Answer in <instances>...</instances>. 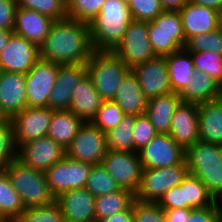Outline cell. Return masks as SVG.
<instances>
[{"instance_id":"5bb4252c","label":"cell","mask_w":222,"mask_h":222,"mask_svg":"<svg viewBox=\"0 0 222 222\" xmlns=\"http://www.w3.org/2000/svg\"><path fill=\"white\" fill-rule=\"evenodd\" d=\"M66 156V149L49 136L30 140L17 148V159L23 164L42 172Z\"/></svg>"},{"instance_id":"8992f818","label":"cell","mask_w":222,"mask_h":222,"mask_svg":"<svg viewBox=\"0 0 222 222\" xmlns=\"http://www.w3.org/2000/svg\"><path fill=\"white\" fill-rule=\"evenodd\" d=\"M148 39L156 56H166L186 45L179 12L163 11L147 22Z\"/></svg>"},{"instance_id":"ab89813d","label":"cell","mask_w":222,"mask_h":222,"mask_svg":"<svg viewBox=\"0 0 222 222\" xmlns=\"http://www.w3.org/2000/svg\"><path fill=\"white\" fill-rule=\"evenodd\" d=\"M194 69L205 71L219 84L222 83V55L212 51L191 52Z\"/></svg>"},{"instance_id":"f907efd6","label":"cell","mask_w":222,"mask_h":222,"mask_svg":"<svg viewBox=\"0 0 222 222\" xmlns=\"http://www.w3.org/2000/svg\"><path fill=\"white\" fill-rule=\"evenodd\" d=\"M192 209H163L166 222H186Z\"/></svg>"},{"instance_id":"60d3db41","label":"cell","mask_w":222,"mask_h":222,"mask_svg":"<svg viewBox=\"0 0 222 222\" xmlns=\"http://www.w3.org/2000/svg\"><path fill=\"white\" fill-rule=\"evenodd\" d=\"M188 52L212 51L222 55V32L215 30L210 33L198 34L190 38L184 47Z\"/></svg>"},{"instance_id":"8fae6325","label":"cell","mask_w":222,"mask_h":222,"mask_svg":"<svg viewBox=\"0 0 222 222\" xmlns=\"http://www.w3.org/2000/svg\"><path fill=\"white\" fill-rule=\"evenodd\" d=\"M106 133L91 122H84L66 148V156L77 161L101 164L107 153Z\"/></svg>"},{"instance_id":"7dc6e473","label":"cell","mask_w":222,"mask_h":222,"mask_svg":"<svg viewBox=\"0 0 222 222\" xmlns=\"http://www.w3.org/2000/svg\"><path fill=\"white\" fill-rule=\"evenodd\" d=\"M157 204L161 209H188V203H184L183 189L180 186L168 190Z\"/></svg>"},{"instance_id":"d590c367","label":"cell","mask_w":222,"mask_h":222,"mask_svg":"<svg viewBox=\"0 0 222 222\" xmlns=\"http://www.w3.org/2000/svg\"><path fill=\"white\" fill-rule=\"evenodd\" d=\"M17 158L12 122L9 118L0 119V169H4Z\"/></svg>"},{"instance_id":"9c48e42d","label":"cell","mask_w":222,"mask_h":222,"mask_svg":"<svg viewBox=\"0 0 222 222\" xmlns=\"http://www.w3.org/2000/svg\"><path fill=\"white\" fill-rule=\"evenodd\" d=\"M92 165L67 156L55 163L44 172L53 196L57 198L66 191L85 188Z\"/></svg>"},{"instance_id":"c3c4849f","label":"cell","mask_w":222,"mask_h":222,"mask_svg":"<svg viewBox=\"0 0 222 222\" xmlns=\"http://www.w3.org/2000/svg\"><path fill=\"white\" fill-rule=\"evenodd\" d=\"M72 99V92L70 90L58 89L55 86L50 92L47 107L51 110H69Z\"/></svg>"},{"instance_id":"277c9868","label":"cell","mask_w":222,"mask_h":222,"mask_svg":"<svg viewBox=\"0 0 222 222\" xmlns=\"http://www.w3.org/2000/svg\"><path fill=\"white\" fill-rule=\"evenodd\" d=\"M4 169L25 208L42 207L55 202L44 172L28 167L17 158Z\"/></svg>"},{"instance_id":"91938a15","label":"cell","mask_w":222,"mask_h":222,"mask_svg":"<svg viewBox=\"0 0 222 222\" xmlns=\"http://www.w3.org/2000/svg\"><path fill=\"white\" fill-rule=\"evenodd\" d=\"M219 98L222 100V83L220 84V97Z\"/></svg>"},{"instance_id":"30bf717a","label":"cell","mask_w":222,"mask_h":222,"mask_svg":"<svg viewBox=\"0 0 222 222\" xmlns=\"http://www.w3.org/2000/svg\"><path fill=\"white\" fill-rule=\"evenodd\" d=\"M101 164L121 188L137 192L143 171L138 152L108 150Z\"/></svg>"},{"instance_id":"b9f144b4","label":"cell","mask_w":222,"mask_h":222,"mask_svg":"<svg viewBox=\"0 0 222 222\" xmlns=\"http://www.w3.org/2000/svg\"><path fill=\"white\" fill-rule=\"evenodd\" d=\"M86 74V63L59 65L57 80L54 86L58 89L70 90L73 92L81 78Z\"/></svg>"},{"instance_id":"f6af8a7d","label":"cell","mask_w":222,"mask_h":222,"mask_svg":"<svg viewBox=\"0 0 222 222\" xmlns=\"http://www.w3.org/2000/svg\"><path fill=\"white\" fill-rule=\"evenodd\" d=\"M133 222H166L163 209L157 203L133 202Z\"/></svg>"},{"instance_id":"603a6c76","label":"cell","mask_w":222,"mask_h":222,"mask_svg":"<svg viewBox=\"0 0 222 222\" xmlns=\"http://www.w3.org/2000/svg\"><path fill=\"white\" fill-rule=\"evenodd\" d=\"M103 99L96 91L88 74H86L72 92L69 110L83 122H91L100 108Z\"/></svg>"},{"instance_id":"d6a6232c","label":"cell","mask_w":222,"mask_h":222,"mask_svg":"<svg viewBox=\"0 0 222 222\" xmlns=\"http://www.w3.org/2000/svg\"><path fill=\"white\" fill-rule=\"evenodd\" d=\"M179 186L183 189L184 203H188V209H201L216 202L196 176L187 174Z\"/></svg>"},{"instance_id":"f1b7e54d","label":"cell","mask_w":222,"mask_h":222,"mask_svg":"<svg viewBox=\"0 0 222 222\" xmlns=\"http://www.w3.org/2000/svg\"><path fill=\"white\" fill-rule=\"evenodd\" d=\"M83 123L70 110L53 111L47 136L66 149L77 135Z\"/></svg>"},{"instance_id":"db71d44e","label":"cell","mask_w":222,"mask_h":222,"mask_svg":"<svg viewBox=\"0 0 222 222\" xmlns=\"http://www.w3.org/2000/svg\"><path fill=\"white\" fill-rule=\"evenodd\" d=\"M196 5L210 7L216 11L222 10V0H189Z\"/></svg>"},{"instance_id":"6da1fadb","label":"cell","mask_w":222,"mask_h":222,"mask_svg":"<svg viewBox=\"0 0 222 222\" xmlns=\"http://www.w3.org/2000/svg\"><path fill=\"white\" fill-rule=\"evenodd\" d=\"M39 50L41 59L58 65L87 63L94 52L89 23L55 20Z\"/></svg>"},{"instance_id":"7c38bea8","label":"cell","mask_w":222,"mask_h":222,"mask_svg":"<svg viewBox=\"0 0 222 222\" xmlns=\"http://www.w3.org/2000/svg\"><path fill=\"white\" fill-rule=\"evenodd\" d=\"M59 65L39 59L25 74L28 107H47L48 98L58 75Z\"/></svg>"},{"instance_id":"f35d334b","label":"cell","mask_w":222,"mask_h":222,"mask_svg":"<svg viewBox=\"0 0 222 222\" xmlns=\"http://www.w3.org/2000/svg\"><path fill=\"white\" fill-rule=\"evenodd\" d=\"M106 0H66L67 18L89 23L101 10Z\"/></svg>"},{"instance_id":"4316f807","label":"cell","mask_w":222,"mask_h":222,"mask_svg":"<svg viewBox=\"0 0 222 222\" xmlns=\"http://www.w3.org/2000/svg\"><path fill=\"white\" fill-rule=\"evenodd\" d=\"M181 102L174 92L148 100L145 114L158 133L169 134L172 116Z\"/></svg>"},{"instance_id":"52a82bcc","label":"cell","mask_w":222,"mask_h":222,"mask_svg":"<svg viewBox=\"0 0 222 222\" xmlns=\"http://www.w3.org/2000/svg\"><path fill=\"white\" fill-rule=\"evenodd\" d=\"M187 174L186 161L164 168H143L141 183L135 193V200L144 203H158L168 190L179 186Z\"/></svg>"},{"instance_id":"e575fe53","label":"cell","mask_w":222,"mask_h":222,"mask_svg":"<svg viewBox=\"0 0 222 222\" xmlns=\"http://www.w3.org/2000/svg\"><path fill=\"white\" fill-rule=\"evenodd\" d=\"M17 5L47 15L53 20L67 18L66 0H16Z\"/></svg>"},{"instance_id":"f546056e","label":"cell","mask_w":222,"mask_h":222,"mask_svg":"<svg viewBox=\"0 0 222 222\" xmlns=\"http://www.w3.org/2000/svg\"><path fill=\"white\" fill-rule=\"evenodd\" d=\"M135 201V194L127 189L95 197L96 222L101 219L128 209Z\"/></svg>"},{"instance_id":"ba28073f","label":"cell","mask_w":222,"mask_h":222,"mask_svg":"<svg viewBox=\"0 0 222 222\" xmlns=\"http://www.w3.org/2000/svg\"><path fill=\"white\" fill-rule=\"evenodd\" d=\"M129 69L154 58L156 55L148 39L147 21L132 20L122 40L112 51Z\"/></svg>"},{"instance_id":"836d02e7","label":"cell","mask_w":222,"mask_h":222,"mask_svg":"<svg viewBox=\"0 0 222 222\" xmlns=\"http://www.w3.org/2000/svg\"><path fill=\"white\" fill-rule=\"evenodd\" d=\"M85 188L94 197L114 193L121 189L102 164L92 165Z\"/></svg>"},{"instance_id":"3957f363","label":"cell","mask_w":222,"mask_h":222,"mask_svg":"<svg viewBox=\"0 0 222 222\" xmlns=\"http://www.w3.org/2000/svg\"><path fill=\"white\" fill-rule=\"evenodd\" d=\"M185 160L188 174L198 177L218 201L222 197V145L198 140L186 149Z\"/></svg>"},{"instance_id":"4dcf8cb0","label":"cell","mask_w":222,"mask_h":222,"mask_svg":"<svg viewBox=\"0 0 222 222\" xmlns=\"http://www.w3.org/2000/svg\"><path fill=\"white\" fill-rule=\"evenodd\" d=\"M135 122L136 115L125 114L115 128L106 132L108 150L134 152L133 129Z\"/></svg>"},{"instance_id":"bcb514c9","label":"cell","mask_w":222,"mask_h":222,"mask_svg":"<svg viewBox=\"0 0 222 222\" xmlns=\"http://www.w3.org/2000/svg\"><path fill=\"white\" fill-rule=\"evenodd\" d=\"M186 222H222L221 212L217 201L201 209H192Z\"/></svg>"},{"instance_id":"6f0895ef","label":"cell","mask_w":222,"mask_h":222,"mask_svg":"<svg viewBox=\"0 0 222 222\" xmlns=\"http://www.w3.org/2000/svg\"><path fill=\"white\" fill-rule=\"evenodd\" d=\"M220 212H221V218H222V197L217 201Z\"/></svg>"},{"instance_id":"484cf974","label":"cell","mask_w":222,"mask_h":222,"mask_svg":"<svg viewBox=\"0 0 222 222\" xmlns=\"http://www.w3.org/2000/svg\"><path fill=\"white\" fill-rule=\"evenodd\" d=\"M178 95L182 102L205 103L219 99L220 84L205 71L194 69L189 83Z\"/></svg>"},{"instance_id":"d4e9b609","label":"cell","mask_w":222,"mask_h":222,"mask_svg":"<svg viewBox=\"0 0 222 222\" xmlns=\"http://www.w3.org/2000/svg\"><path fill=\"white\" fill-rule=\"evenodd\" d=\"M113 101L121 107L124 114L136 116L145 114L148 99L132 69L125 75Z\"/></svg>"},{"instance_id":"44dd1931","label":"cell","mask_w":222,"mask_h":222,"mask_svg":"<svg viewBox=\"0 0 222 222\" xmlns=\"http://www.w3.org/2000/svg\"><path fill=\"white\" fill-rule=\"evenodd\" d=\"M55 20L31 9L17 6L13 32L40 47Z\"/></svg>"},{"instance_id":"ffe728a7","label":"cell","mask_w":222,"mask_h":222,"mask_svg":"<svg viewBox=\"0 0 222 222\" xmlns=\"http://www.w3.org/2000/svg\"><path fill=\"white\" fill-rule=\"evenodd\" d=\"M65 222H96L95 197L86 189H72L55 198Z\"/></svg>"},{"instance_id":"d6986e66","label":"cell","mask_w":222,"mask_h":222,"mask_svg":"<svg viewBox=\"0 0 222 222\" xmlns=\"http://www.w3.org/2000/svg\"><path fill=\"white\" fill-rule=\"evenodd\" d=\"M199 104L181 102L174 111L169 135L185 150L199 140Z\"/></svg>"},{"instance_id":"74e56055","label":"cell","mask_w":222,"mask_h":222,"mask_svg":"<svg viewBox=\"0 0 222 222\" xmlns=\"http://www.w3.org/2000/svg\"><path fill=\"white\" fill-rule=\"evenodd\" d=\"M15 222H65L59 205L54 202L47 206L25 208Z\"/></svg>"},{"instance_id":"e0dca14e","label":"cell","mask_w":222,"mask_h":222,"mask_svg":"<svg viewBox=\"0 0 222 222\" xmlns=\"http://www.w3.org/2000/svg\"><path fill=\"white\" fill-rule=\"evenodd\" d=\"M132 71L136 74L139 85L148 100L172 92L164 56H155L135 66Z\"/></svg>"},{"instance_id":"5b68a950","label":"cell","mask_w":222,"mask_h":222,"mask_svg":"<svg viewBox=\"0 0 222 222\" xmlns=\"http://www.w3.org/2000/svg\"><path fill=\"white\" fill-rule=\"evenodd\" d=\"M86 64L87 74L103 101L114 99L125 75L131 70L112 51H94Z\"/></svg>"},{"instance_id":"680465c9","label":"cell","mask_w":222,"mask_h":222,"mask_svg":"<svg viewBox=\"0 0 222 222\" xmlns=\"http://www.w3.org/2000/svg\"><path fill=\"white\" fill-rule=\"evenodd\" d=\"M0 222H15V221L11 219H6V218H0Z\"/></svg>"},{"instance_id":"816d5d0a","label":"cell","mask_w":222,"mask_h":222,"mask_svg":"<svg viewBox=\"0 0 222 222\" xmlns=\"http://www.w3.org/2000/svg\"><path fill=\"white\" fill-rule=\"evenodd\" d=\"M133 221H134V214H133V204H132L128 209L107 216L101 219L99 222H133Z\"/></svg>"},{"instance_id":"681fc988","label":"cell","mask_w":222,"mask_h":222,"mask_svg":"<svg viewBox=\"0 0 222 222\" xmlns=\"http://www.w3.org/2000/svg\"><path fill=\"white\" fill-rule=\"evenodd\" d=\"M17 6L16 0H0V29L13 30Z\"/></svg>"},{"instance_id":"4fadbf2b","label":"cell","mask_w":222,"mask_h":222,"mask_svg":"<svg viewBox=\"0 0 222 222\" xmlns=\"http://www.w3.org/2000/svg\"><path fill=\"white\" fill-rule=\"evenodd\" d=\"M143 168L157 169L185 162L186 150L169 134L158 133L138 151Z\"/></svg>"},{"instance_id":"ac0fdd59","label":"cell","mask_w":222,"mask_h":222,"mask_svg":"<svg viewBox=\"0 0 222 222\" xmlns=\"http://www.w3.org/2000/svg\"><path fill=\"white\" fill-rule=\"evenodd\" d=\"M25 74L2 71L0 74V116L11 119L27 108Z\"/></svg>"},{"instance_id":"83f0119b","label":"cell","mask_w":222,"mask_h":222,"mask_svg":"<svg viewBox=\"0 0 222 222\" xmlns=\"http://www.w3.org/2000/svg\"><path fill=\"white\" fill-rule=\"evenodd\" d=\"M164 57L166 58L172 92L179 94L187 83H189L194 73L191 52L182 48Z\"/></svg>"},{"instance_id":"9f6ffc18","label":"cell","mask_w":222,"mask_h":222,"mask_svg":"<svg viewBox=\"0 0 222 222\" xmlns=\"http://www.w3.org/2000/svg\"><path fill=\"white\" fill-rule=\"evenodd\" d=\"M217 30L222 32V10L218 11V15H217Z\"/></svg>"},{"instance_id":"f5cc1de1","label":"cell","mask_w":222,"mask_h":222,"mask_svg":"<svg viewBox=\"0 0 222 222\" xmlns=\"http://www.w3.org/2000/svg\"><path fill=\"white\" fill-rule=\"evenodd\" d=\"M189 0H160V4L164 11L179 12Z\"/></svg>"},{"instance_id":"7bdbcfd3","label":"cell","mask_w":222,"mask_h":222,"mask_svg":"<svg viewBox=\"0 0 222 222\" xmlns=\"http://www.w3.org/2000/svg\"><path fill=\"white\" fill-rule=\"evenodd\" d=\"M130 14L133 20L153 21L164 10L160 0H128Z\"/></svg>"},{"instance_id":"9a60e30c","label":"cell","mask_w":222,"mask_h":222,"mask_svg":"<svg viewBox=\"0 0 222 222\" xmlns=\"http://www.w3.org/2000/svg\"><path fill=\"white\" fill-rule=\"evenodd\" d=\"M53 111L49 107H27L10 119L17 148L30 140L47 136Z\"/></svg>"},{"instance_id":"7a4b0ae2","label":"cell","mask_w":222,"mask_h":222,"mask_svg":"<svg viewBox=\"0 0 222 222\" xmlns=\"http://www.w3.org/2000/svg\"><path fill=\"white\" fill-rule=\"evenodd\" d=\"M125 0H106L100 12L89 22L94 51H113L132 21Z\"/></svg>"},{"instance_id":"11a10c76","label":"cell","mask_w":222,"mask_h":222,"mask_svg":"<svg viewBox=\"0 0 222 222\" xmlns=\"http://www.w3.org/2000/svg\"><path fill=\"white\" fill-rule=\"evenodd\" d=\"M12 33H13V30L0 29V52L8 43Z\"/></svg>"},{"instance_id":"2e32d148","label":"cell","mask_w":222,"mask_h":222,"mask_svg":"<svg viewBox=\"0 0 222 222\" xmlns=\"http://www.w3.org/2000/svg\"><path fill=\"white\" fill-rule=\"evenodd\" d=\"M39 59V47L13 32L0 52V67L2 71L26 74Z\"/></svg>"},{"instance_id":"cb8c5ba5","label":"cell","mask_w":222,"mask_h":222,"mask_svg":"<svg viewBox=\"0 0 222 222\" xmlns=\"http://www.w3.org/2000/svg\"><path fill=\"white\" fill-rule=\"evenodd\" d=\"M199 140L222 145V100L199 104Z\"/></svg>"},{"instance_id":"ee69618b","label":"cell","mask_w":222,"mask_h":222,"mask_svg":"<svg viewBox=\"0 0 222 222\" xmlns=\"http://www.w3.org/2000/svg\"><path fill=\"white\" fill-rule=\"evenodd\" d=\"M157 134L158 132L146 114L137 115L133 129L134 152H138L146 146Z\"/></svg>"},{"instance_id":"8d00e7d4","label":"cell","mask_w":222,"mask_h":222,"mask_svg":"<svg viewBox=\"0 0 222 222\" xmlns=\"http://www.w3.org/2000/svg\"><path fill=\"white\" fill-rule=\"evenodd\" d=\"M124 115L121 107L113 100L103 101L91 123L106 133L115 128Z\"/></svg>"},{"instance_id":"1f68e13d","label":"cell","mask_w":222,"mask_h":222,"mask_svg":"<svg viewBox=\"0 0 222 222\" xmlns=\"http://www.w3.org/2000/svg\"><path fill=\"white\" fill-rule=\"evenodd\" d=\"M24 204L15 191L5 169H0V218L16 220L23 210Z\"/></svg>"},{"instance_id":"7402d4cb","label":"cell","mask_w":222,"mask_h":222,"mask_svg":"<svg viewBox=\"0 0 222 222\" xmlns=\"http://www.w3.org/2000/svg\"><path fill=\"white\" fill-rule=\"evenodd\" d=\"M179 14L186 42L198 34L217 30L218 11L215 9L188 1Z\"/></svg>"}]
</instances>
